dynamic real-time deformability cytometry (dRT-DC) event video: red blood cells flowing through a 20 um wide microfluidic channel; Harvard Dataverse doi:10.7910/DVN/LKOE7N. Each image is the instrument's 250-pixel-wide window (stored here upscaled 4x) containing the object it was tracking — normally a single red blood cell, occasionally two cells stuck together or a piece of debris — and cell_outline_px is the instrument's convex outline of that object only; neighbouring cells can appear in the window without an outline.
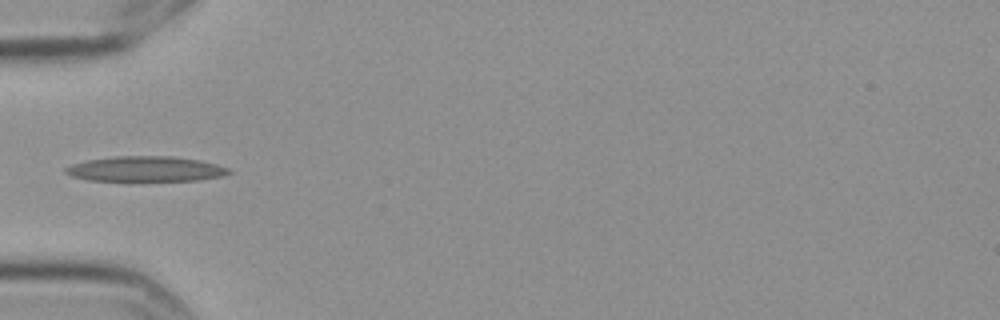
{"species": "Egyptian fruit bat (a non-hibernating species)", "species_latin": "Rousettus aegyptiacus", "temperature_condition": "cold", "stored_images_in_passage": 5, "camera_frame_rate_fps": 3000, "um_per_image_px": 0.085, "frame": {"image": 1, "passage_image": 5, "time_ms": 1.333, "image_size_px": [1000, 320], "cell_outline_px": [[232, 172], [220, 176], [196, 180], [84, 180], [72, 176], [64, 172], [64, 168], [72, 164], [88, 160], [112, 156], [172, 156], [200, 160], [216, 164], [228, 168]], "centroid_in_image_um": [12.34, 14.35], "position_along_channel_um": 72.7, "area_um2": 23.76}}